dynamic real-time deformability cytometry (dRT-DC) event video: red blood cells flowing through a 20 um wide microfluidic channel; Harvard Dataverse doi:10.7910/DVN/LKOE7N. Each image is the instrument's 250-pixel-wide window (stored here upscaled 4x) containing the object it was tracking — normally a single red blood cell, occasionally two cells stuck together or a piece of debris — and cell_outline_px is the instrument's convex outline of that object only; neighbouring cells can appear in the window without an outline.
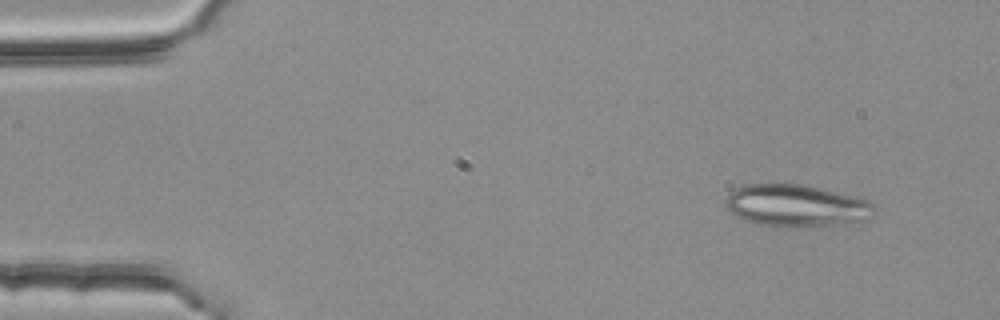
{"species": "common noctule bat (a hibernating species)", "species_latin": "Nyctalus noctula", "temperature_condition": "room temperature", "stored_images_in_passage": 4, "camera_frame_rate_fps": 3000, "um_per_image_px": 0.085, "animal": {"sex": "female", "body_mass_g": 25.1}, "frame": {"image": 1, "passage_image": 1, "time_ms": 0.0, "image_size_px": [1000, 320], "cell_outline_px": [[872, 216], [860, 220], [836, 224], [788, 228], [780, 228], [756, 224], [744, 220], [736, 216], [724, 204], [724, 200], [736, 188], [748, 184], [800, 184], [856, 196], [868, 200], [872, 204]], "centroid_in_image_um": [67.62, 17.49], "position_along_channel_um": 17.4, "area_um2": 36.24}}